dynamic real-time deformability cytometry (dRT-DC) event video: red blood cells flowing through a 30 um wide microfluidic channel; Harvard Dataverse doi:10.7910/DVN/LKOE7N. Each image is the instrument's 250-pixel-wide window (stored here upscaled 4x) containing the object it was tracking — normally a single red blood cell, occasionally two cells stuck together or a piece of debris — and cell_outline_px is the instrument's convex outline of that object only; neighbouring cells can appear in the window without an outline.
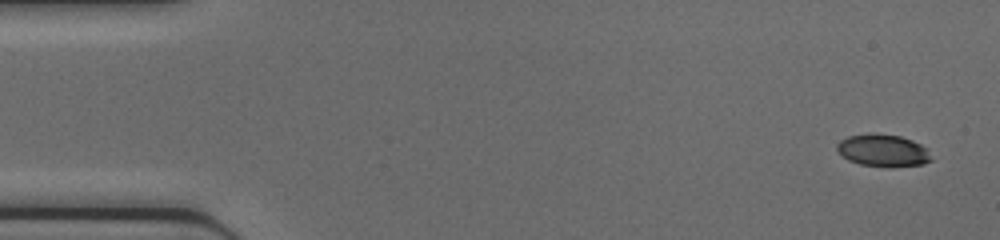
{"species": "common noctule bat (a hibernating species)", "species_latin": "Nyctalus noctula", "temperature_condition": "cold", "stored_images_in_passage": 45, "camera_frame_rate_fps": 3000, "um_per_image_px": 0.085, "animal": {"sex": "female", "body_mass_g": 17.0, "forearm_length_mm": 48.0}, "frame": {"image": 1, "passage_image": 1, "time_ms": 0.0, "image_size_px": [1000, 240], "cell_outline_px": [[932, 160], [924, 164], [892, 168], [860, 164], [848, 160], [836, 148], [836, 144], [840, 140], [848, 136], [868, 132], [872, 132], [900, 136], [912, 140], [920, 144], [924, 148]], "centroid_in_image_um": [75.03, 12.79], "position_along_channel_um": 10.0, "area_um2": 17.86}}
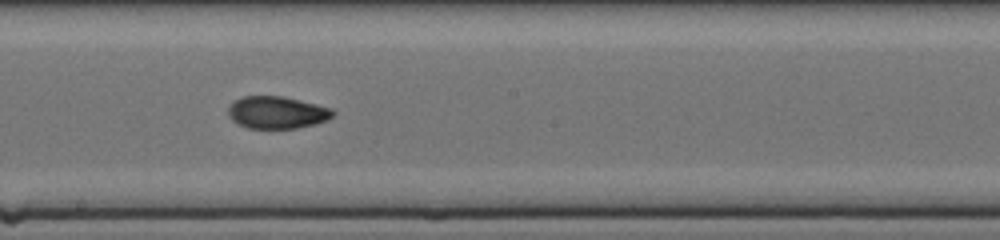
{"frame": {"image": 2, "passage_image": 24, "time_ms": 7.667, "image_size_px": [1000, 240], "cell_outline_px": [[336, 112], [328, 120], [316, 124], [296, 128], [248, 128], [232, 120], [228, 116], [228, 108], [236, 100], [244, 96], [280, 96], [316, 104], [332, 108]], "centroid_in_image_um": [23.57, 9.56], "position_along_channel_um": 224.6, "area_um2": 19.54}}
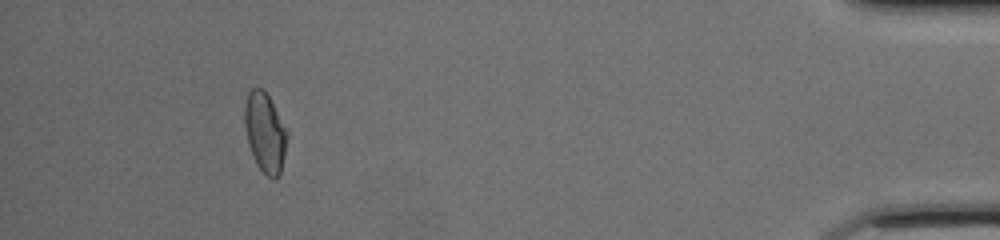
{"frame": {"image": 3, "passage_image": 41, "time_ms": 13.333, "image_size_px": [1000, 240], "cell_outline_px": [[288, 132], [284, 156], [280, 176], [276, 180], [272, 180], [256, 164], [248, 144], [244, 124], [244, 104], [248, 92], [252, 88], [264, 88], [288, 128]], "centroid_in_image_um": [22.54, 11.24], "position_along_channel_um": 412.7, "area_um2": 20.17}}